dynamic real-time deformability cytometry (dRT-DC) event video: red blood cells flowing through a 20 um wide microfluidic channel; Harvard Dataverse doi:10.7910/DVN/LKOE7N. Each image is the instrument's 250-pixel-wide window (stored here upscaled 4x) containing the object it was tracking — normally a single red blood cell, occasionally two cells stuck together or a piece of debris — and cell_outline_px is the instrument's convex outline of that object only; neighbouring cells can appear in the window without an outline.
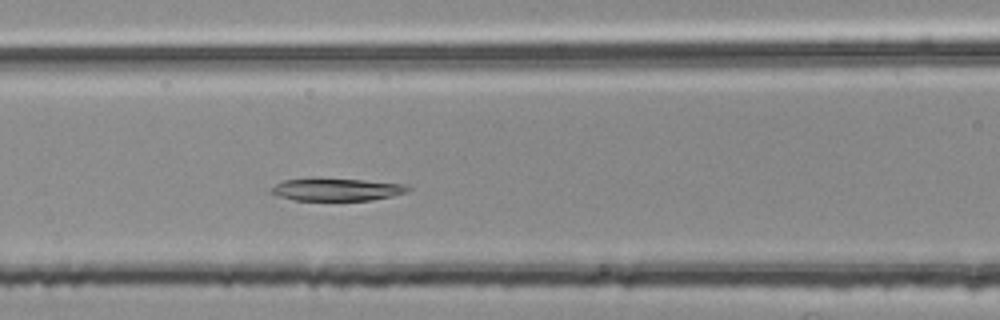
{"species": "common noctule bat (a hibernating species)", "species_latin": "Nyctalus noctula", "temperature_condition": "room temperature", "stored_images_in_passage": 28, "camera_frame_rate_fps": 3000, "um_per_image_px": 0.085, "animal": {"sex": "female", "body_mass_g": 25.1}, "frame": {"image": 1, "passage_image": 9, "time_ms": 2.667, "image_size_px": [1000, 320], "cell_outline_px": [[412, 188], [408, 192], [392, 196], [372, 200], [292, 200], [276, 196], [268, 192], [268, 188], [284, 180], [364, 180], [408, 184]], "centroid_in_image_um": [28.64, 16.14], "position_along_channel_um": 138.0, "area_um2": 17.69}}
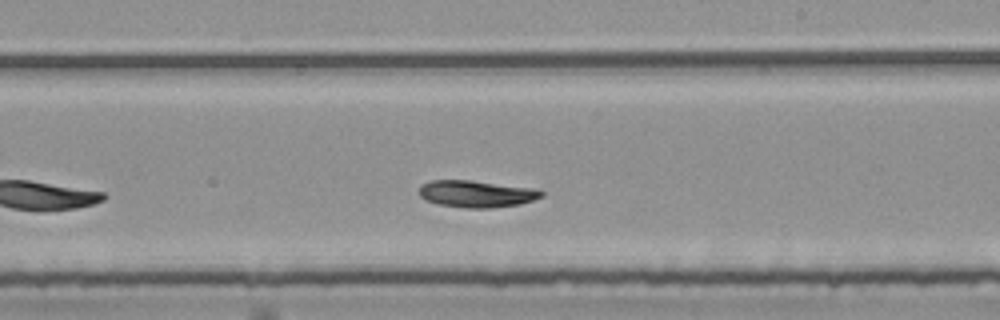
{"frame": {"image": 2, "passage_image": 18, "time_ms": 5.667, "image_size_px": [1000, 320], "cell_outline_px": [[544, 196], [520, 204], [492, 208], [464, 208], [436, 204], [424, 200], [420, 196], [420, 184], [428, 180], [472, 180], [540, 188], [544, 192]], "centroid_in_image_um": [40.52, 16.47], "position_along_channel_um": 248.5, "area_um2": 19.71}}
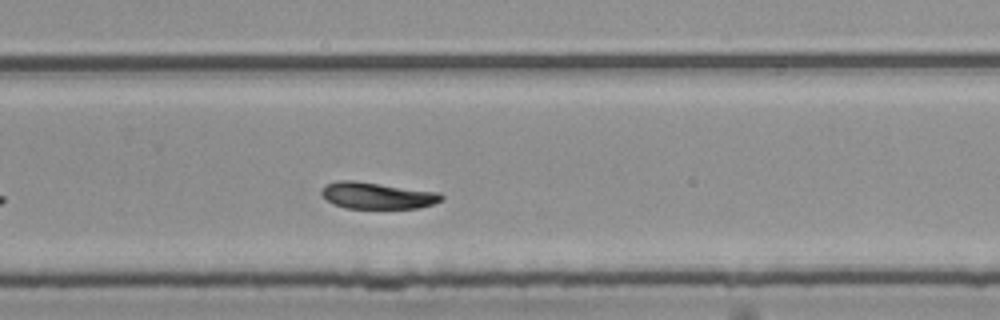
{"frame": {"image": 3, "passage_image": 22, "time_ms": 7.0, "image_size_px": [1000, 320], "cell_outline_px": [[444, 200], [420, 208], [344, 208], [332, 204], [320, 192], [320, 188], [324, 184], [336, 180], [352, 180], [440, 192], [444, 196]], "centroid_in_image_um": [32.05, 16.62], "position_along_channel_um": 297.8, "area_um2": 18.79}}